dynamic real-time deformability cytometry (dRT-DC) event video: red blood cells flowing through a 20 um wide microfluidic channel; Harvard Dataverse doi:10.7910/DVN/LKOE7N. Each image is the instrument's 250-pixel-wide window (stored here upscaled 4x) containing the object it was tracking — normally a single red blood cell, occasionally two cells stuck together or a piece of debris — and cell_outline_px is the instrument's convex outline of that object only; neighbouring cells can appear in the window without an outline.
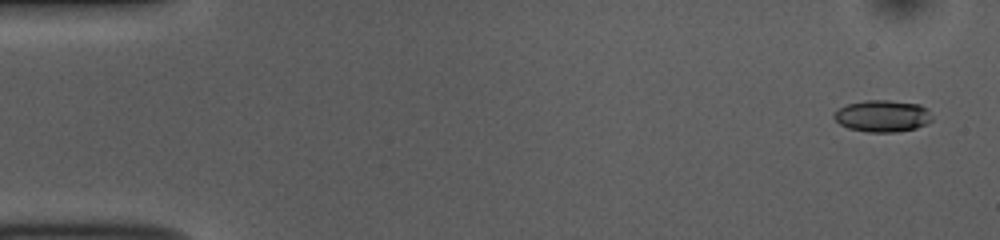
{"species": "common noctule bat (a hibernating species)", "species_latin": "Nyctalus noctula", "temperature_condition": "room temperature", "stored_images_in_passage": 51, "camera_frame_rate_fps": 3000, "um_per_image_px": 0.085, "animal": {"sex": "female", "body_mass_g": 10.0, "forearm_length_mm": 53.1}, "frame": {"image": 1, "passage_image": 1, "time_ms": 0.0, "image_size_px": [1000, 240], "cell_outline_px": [[932, 120], [928, 124], [916, 128], [896, 132], [868, 132], [848, 128], [840, 124], [832, 116], [840, 108], [848, 104], [864, 100], [888, 100], [920, 104], [928, 108], [932, 116]], "centroid_in_image_um": [75.06, 9.86], "position_along_channel_um": 9.9, "area_um2": 18.26}}
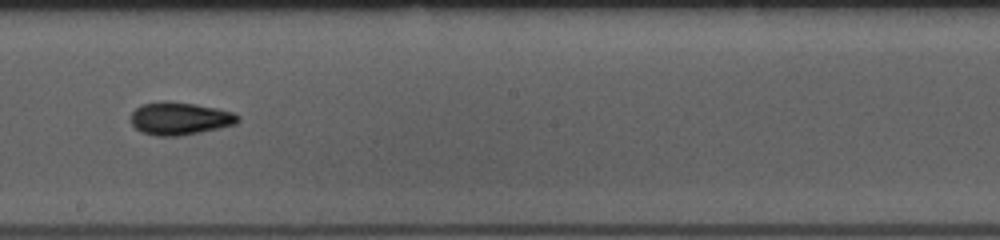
{"frame": {"image": 2, "passage_image": 28, "time_ms": 9.0, "image_size_px": [1000, 240], "cell_outline_px": [[240, 120], [236, 124], [220, 128], [180, 136], [156, 136], [140, 132], [132, 124], [132, 112], [140, 104], [160, 100], [168, 100], [196, 104], [236, 112], [240, 116]], "centroid_in_image_um": [15.3, 10.06], "position_along_channel_um": 232.9, "area_um2": 20.81}}
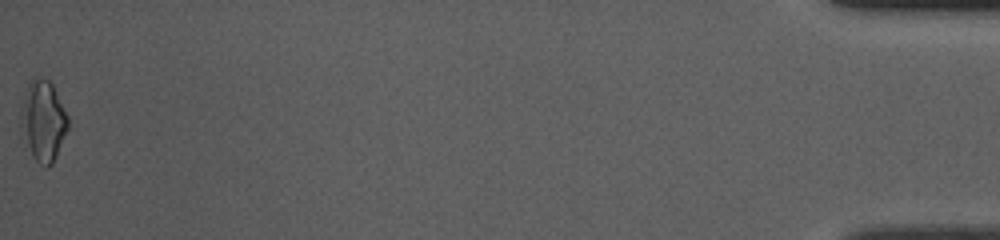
{"frame": {"image": 3, "passage_image": 51, "time_ms": 16.667, "image_size_px": [1000, 240], "cell_outline_px": [[68, 128], [56, 156], [52, 164], [48, 168], [44, 168], [32, 156], [20, 128], [20, 108], [28, 84], [32, 76], [36, 76], [48, 80], [52, 84], [68, 116]], "centroid_in_image_um": [3.65, 10.27], "position_along_channel_um": 431.5, "area_um2": 22.2}, "authors_computed_cell_mechanics": {"area_um2": 18.6694, "velocity_mm_per_s": 3.8601, "shape_relaxation_time_tau1_ms": 3.4473, "shape_relaxation_time_tau2_ms": 2.656, "deformation_change_tau1": 0.1377, "deformation_change_tau2": 0.0957}}